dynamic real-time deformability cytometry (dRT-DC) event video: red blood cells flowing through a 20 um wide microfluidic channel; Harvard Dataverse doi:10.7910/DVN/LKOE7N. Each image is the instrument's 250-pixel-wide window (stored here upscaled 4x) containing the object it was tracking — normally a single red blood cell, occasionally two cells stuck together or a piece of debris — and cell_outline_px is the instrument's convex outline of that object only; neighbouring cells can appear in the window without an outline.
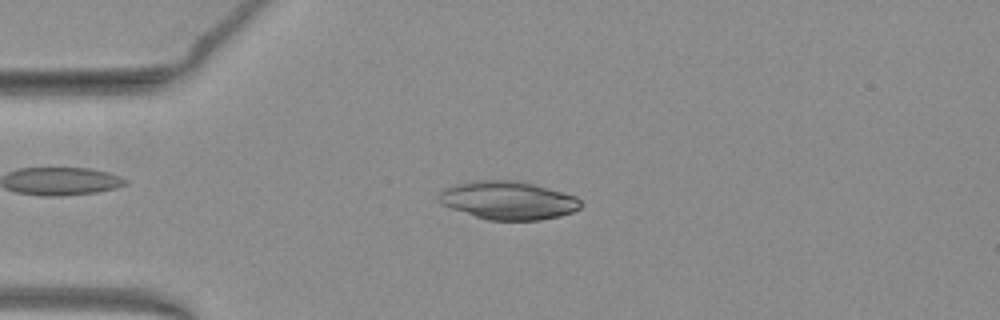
{"species": "common noctule bat (a hibernating species)", "species_latin": "Nyctalus noctula", "temperature_condition": "warm", "stored_images_in_passage": 43, "camera_frame_rate_fps": 3000, "um_per_image_px": 0.085, "animal": {"sex": "female", "body_mass_g": 19.3, "forearm_length_mm": 54.1}, "frame": {"image": 1, "passage_image": 4, "time_ms": 1.0, "image_size_px": [1000, 320], "cell_outline_px": [[584, 204], [580, 208], [572, 212], [560, 216], [540, 220], [488, 220], [440, 204], [436, 196], [444, 188], [456, 184], [472, 180], [516, 180], [532, 184], [576, 196]], "centroid_in_image_um": [43.17, 17.03], "position_along_channel_um": 41.8, "area_um2": 31.62}}
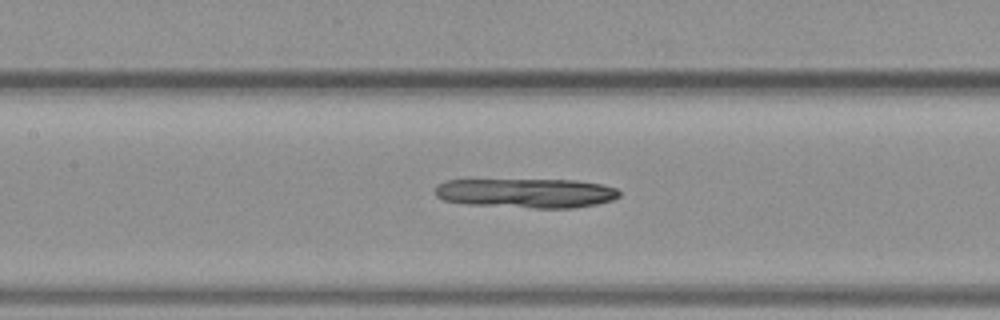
{"frame": {"image": 2, "passage_image": 15, "time_ms": 4.667, "image_size_px": [1000, 320], "cell_outline_px": [[620, 196], [612, 200], [596, 204], [572, 208], [532, 208], [468, 204], [444, 200], [436, 196], [436, 188], [440, 184], [448, 180], [576, 180], [600, 184], [616, 188], [620, 192]], "centroid_in_image_um": [44.77, 16.42], "position_along_channel_um": 162.6, "area_um2": 31.44}}
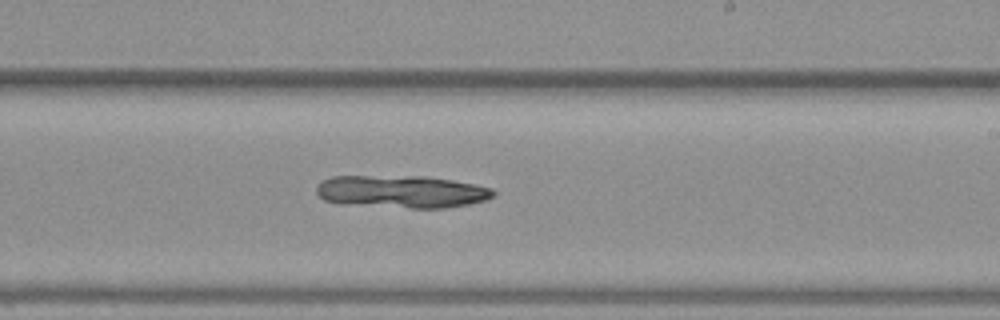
{"frame": {"image": 3, "passage_image": 22, "time_ms": 7.0, "image_size_px": [1000, 320], "cell_outline_px": [[496, 192], [488, 200], [468, 204], [444, 208], [412, 208], [324, 200], [316, 192], [316, 188], [324, 180], [332, 176], [424, 176], [452, 180], [492, 188]], "centroid_in_image_um": [34.23, 16.27], "position_along_channel_um": 254.8, "area_um2": 32.77}}